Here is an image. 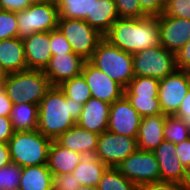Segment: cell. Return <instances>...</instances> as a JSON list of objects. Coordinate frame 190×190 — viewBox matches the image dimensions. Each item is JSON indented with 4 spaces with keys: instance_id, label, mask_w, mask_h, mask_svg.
<instances>
[{
    "instance_id": "1",
    "label": "cell",
    "mask_w": 190,
    "mask_h": 190,
    "mask_svg": "<svg viewBox=\"0 0 190 190\" xmlns=\"http://www.w3.org/2000/svg\"><path fill=\"white\" fill-rule=\"evenodd\" d=\"M83 104L65 96L59 86H52L39 103L37 130L51 140L76 125Z\"/></svg>"
},
{
    "instance_id": "2",
    "label": "cell",
    "mask_w": 190,
    "mask_h": 190,
    "mask_svg": "<svg viewBox=\"0 0 190 190\" xmlns=\"http://www.w3.org/2000/svg\"><path fill=\"white\" fill-rule=\"evenodd\" d=\"M104 38L131 54L155 47L160 44L158 18H118Z\"/></svg>"
},
{
    "instance_id": "3",
    "label": "cell",
    "mask_w": 190,
    "mask_h": 190,
    "mask_svg": "<svg viewBox=\"0 0 190 190\" xmlns=\"http://www.w3.org/2000/svg\"><path fill=\"white\" fill-rule=\"evenodd\" d=\"M3 86L13 105L22 102L39 105L52 87L42 70H26L7 74Z\"/></svg>"
},
{
    "instance_id": "4",
    "label": "cell",
    "mask_w": 190,
    "mask_h": 190,
    "mask_svg": "<svg viewBox=\"0 0 190 190\" xmlns=\"http://www.w3.org/2000/svg\"><path fill=\"white\" fill-rule=\"evenodd\" d=\"M52 141L38 130L15 131L8 141L11 160L20 167L48 164Z\"/></svg>"
},
{
    "instance_id": "5",
    "label": "cell",
    "mask_w": 190,
    "mask_h": 190,
    "mask_svg": "<svg viewBox=\"0 0 190 190\" xmlns=\"http://www.w3.org/2000/svg\"><path fill=\"white\" fill-rule=\"evenodd\" d=\"M89 61L124 89L135 77L133 55L113 46L105 38L98 44Z\"/></svg>"
},
{
    "instance_id": "6",
    "label": "cell",
    "mask_w": 190,
    "mask_h": 190,
    "mask_svg": "<svg viewBox=\"0 0 190 190\" xmlns=\"http://www.w3.org/2000/svg\"><path fill=\"white\" fill-rule=\"evenodd\" d=\"M132 55L135 76L161 80L177 70L175 53L168 51L161 44Z\"/></svg>"
},
{
    "instance_id": "7",
    "label": "cell",
    "mask_w": 190,
    "mask_h": 190,
    "mask_svg": "<svg viewBox=\"0 0 190 190\" xmlns=\"http://www.w3.org/2000/svg\"><path fill=\"white\" fill-rule=\"evenodd\" d=\"M57 28L71 44L73 52L86 61L92 58L98 44L104 39V35L84 19L59 18Z\"/></svg>"
},
{
    "instance_id": "8",
    "label": "cell",
    "mask_w": 190,
    "mask_h": 190,
    "mask_svg": "<svg viewBox=\"0 0 190 190\" xmlns=\"http://www.w3.org/2000/svg\"><path fill=\"white\" fill-rule=\"evenodd\" d=\"M18 38L23 39L37 32H50L57 28L59 13L53 1L30 4L26 9L16 12Z\"/></svg>"
},
{
    "instance_id": "9",
    "label": "cell",
    "mask_w": 190,
    "mask_h": 190,
    "mask_svg": "<svg viewBox=\"0 0 190 190\" xmlns=\"http://www.w3.org/2000/svg\"><path fill=\"white\" fill-rule=\"evenodd\" d=\"M115 168L136 186L161 181L159 164L153 151L137 149Z\"/></svg>"
},
{
    "instance_id": "10",
    "label": "cell",
    "mask_w": 190,
    "mask_h": 190,
    "mask_svg": "<svg viewBox=\"0 0 190 190\" xmlns=\"http://www.w3.org/2000/svg\"><path fill=\"white\" fill-rule=\"evenodd\" d=\"M137 149V138L118 135L107 130L99 135L94 156L108 167L115 168Z\"/></svg>"
},
{
    "instance_id": "11",
    "label": "cell",
    "mask_w": 190,
    "mask_h": 190,
    "mask_svg": "<svg viewBox=\"0 0 190 190\" xmlns=\"http://www.w3.org/2000/svg\"><path fill=\"white\" fill-rule=\"evenodd\" d=\"M190 89V72L176 70L159 82L158 97L162 113L174 115Z\"/></svg>"
},
{
    "instance_id": "12",
    "label": "cell",
    "mask_w": 190,
    "mask_h": 190,
    "mask_svg": "<svg viewBox=\"0 0 190 190\" xmlns=\"http://www.w3.org/2000/svg\"><path fill=\"white\" fill-rule=\"evenodd\" d=\"M142 117L123 95L114 101L110 107L108 131L137 138Z\"/></svg>"
},
{
    "instance_id": "13",
    "label": "cell",
    "mask_w": 190,
    "mask_h": 190,
    "mask_svg": "<svg viewBox=\"0 0 190 190\" xmlns=\"http://www.w3.org/2000/svg\"><path fill=\"white\" fill-rule=\"evenodd\" d=\"M81 74L91 90L92 98L112 104L124 95V88L90 61H85Z\"/></svg>"
},
{
    "instance_id": "14",
    "label": "cell",
    "mask_w": 190,
    "mask_h": 190,
    "mask_svg": "<svg viewBox=\"0 0 190 190\" xmlns=\"http://www.w3.org/2000/svg\"><path fill=\"white\" fill-rule=\"evenodd\" d=\"M158 18L160 44L173 53L190 39V20L161 14Z\"/></svg>"
},
{
    "instance_id": "15",
    "label": "cell",
    "mask_w": 190,
    "mask_h": 190,
    "mask_svg": "<svg viewBox=\"0 0 190 190\" xmlns=\"http://www.w3.org/2000/svg\"><path fill=\"white\" fill-rule=\"evenodd\" d=\"M85 61L74 52L52 55L43 73L52 86H59L62 82L81 75Z\"/></svg>"
},
{
    "instance_id": "16",
    "label": "cell",
    "mask_w": 190,
    "mask_h": 190,
    "mask_svg": "<svg viewBox=\"0 0 190 190\" xmlns=\"http://www.w3.org/2000/svg\"><path fill=\"white\" fill-rule=\"evenodd\" d=\"M176 144L164 140L154 151L159 164L161 181L178 183L184 186L186 168L179 160L175 150Z\"/></svg>"
},
{
    "instance_id": "17",
    "label": "cell",
    "mask_w": 190,
    "mask_h": 190,
    "mask_svg": "<svg viewBox=\"0 0 190 190\" xmlns=\"http://www.w3.org/2000/svg\"><path fill=\"white\" fill-rule=\"evenodd\" d=\"M28 70H44L52 57L50 32H37L22 39Z\"/></svg>"
},
{
    "instance_id": "18",
    "label": "cell",
    "mask_w": 190,
    "mask_h": 190,
    "mask_svg": "<svg viewBox=\"0 0 190 190\" xmlns=\"http://www.w3.org/2000/svg\"><path fill=\"white\" fill-rule=\"evenodd\" d=\"M110 107L111 104L91 97L83 105L76 124L100 135L108 130Z\"/></svg>"
},
{
    "instance_id": "19",
    "label": "cell",
    "mask_w": 190,
    "mask_h": 190,
    "mask_svg": "<svg viewBox=\"0 0 190 190\" xmlns=\"http://www.w3.org/2000/svg\"><path fill=\"white\" fill-rule=\"evenodd\" d=\"M99 134L81 128L77 124L55 139L61 146L83 156L95 155Z\"/></svg>"
},
{
    "instance_id": "20",
    "label": "cell",
    "mask_w": 190,
    "mask_h": 190,
    "mask_svg": "<svg viewBox=\"0 0 190 190\" xmlns=\"http://www.w3.org/2000/svg\"><path fill=\"white\" fill-rule=\"evenodd\" d=\"M167 116L158 114L141 119L137 134L139 150L154 151L164 141V122Z\"/></svg>"
},
{
    "instance_id": "21",
    "label": "cell",
    "mask_w": 190,
    "mask_h": 190,
    "mask_svg": "<svg viewBox=\"0 0 190 190\" xmlns=\"http://www.w3.org/2000/svg\"><path fill=\"white\" fill-rule=\"evenodd\" d=\"M0 66L6 74L28 70L22 39L0 40Z\"/></svg>"
},
{
    "instance_id": "22",
    "label": "cell",
    "mask_w": 190,
    "mask_h": 190,
    "mask_svg": "<svg viewBox=\"0 0 190 190\" xmlns=\"http://www.w3.org/2000/svg\"><path fill=\"white\" fill-rule=\"evenodd\" d=\"M83 155L61 146L53 140L48 155V168L53 175L72 173Z\"/></svg>"
},
{
    "instance_id": "23",
    "label": "cell",
    "mask_w": 190,
    "mask_h": 190,
    "mask_svg": "<svg viewBox=\"0 0 190 190\" xmlns=\"http://www.w3.org/2000/svg\"><path fill=\"white\" fill-rule=\"evenodd\" d=\"M118 18L120 17L114 0H93L92 18L84 20L105 36Z\"/></svg>"
},
{
    "instance_id": "24",
    "label": "cell",
    "mask_w": 190,
    "mask_h": 190,
    "mask_svg": "<svg viewBox=\"0 0 190 190\" xmlns=\"http://www.w3.org/2000/svg\"><path fill=\"white\" fill-rule=\"evenodd\" d=\"M19 190H53V174L48 165L22 167Z\"/></svg>"
},
{
    "instance_id": "25",
    "label": "cell",
    "mask_w": 190,
    "mask_h": 190,
    "mask_svg": "<svg viewBox=\"0 0 190 190\" xmlns=\"http://www.w3.org/2000/svg\"><path fill=\"white\" fill-rule=\"evenodd\" d=\"M109 167L94 155L83 156L79 164L74 168L75 175L81 185L97 187L103 174Z\"/></svg>"
},
{
    "instance_id": "26",
    "label": "cell",
    "mask_w": 190,
    "mask_h": 190,
    "mask_svg": "<svg viewBox=\"0 0 190 190\" xmlns=\"http://www.w3.org/2000/svg\"><path fill=\"white\" fill-rule=\"evenodd\" d=\"M39 105L19 103L12 107L10 119L15 131H34L38 127Z\"/></svg>"
},
{
    "instance_id": "27",
    "label": "cell",
    "mask_w": 190,
    "mask_h": 190,
    "mask_svg": "<svg viewBox=\"0 0 190 190\" xmlns=\"http://www.w3.org/2000/svg\"><path fill=\"white\" fill-rule=\"evenodd\" d=\"M59 18L85 19L92 18L93 0H53Z\"/></svg>"
},
{
    "instance_id": "28",
    "label": "cell",
    "mask_w": 190,
    "mask_h": 190,
    "mask_svg": "<svg viewBox=\"0 0 190 190\" xmlns=\"http://www.w3.org/2000/svg\"><path fill=\"white\" fill-rule=\"evenodd\" d=\"M59 87L66 97L83 105L91 98V90L82 74L62 82Z\"/></svg>"
},
{
    "instance_id": "29",
    "label": "cell",
    "mask_w": 190,
    "mask_h": 190,
    "mask_svg": "<svg viewBox=\"0 0 190 190\" xmlns=\"http://www.w3.org/2000/svg\"><path fill=\"white\" fill-rule=\"evenodd\" d=\"M160 80L135 76L124 89L125 96H158Z\"/></svg>"
},
{
    "instance_id": "30",
    "label": "cell",
    "mask_w": 190,
    "mask_h": 190,
    "mask_svg": "<svg viewBox=\"0 0 190 190\" xmlns=\"http://www.w3.org/2000/svg\"><path fill=\"white\" fill-rule=\"evenodd\" d=\"M164 140L178 144L190 137L186 122L179 117L169 115L164 122Z\"/></svg>"
},
{
    "instance_id": "31",
    "label": "cell",
    "mask_w": 190,
    "mask_h": 190,
    "mask_svg": "<svg viewBox=\"0 0 190 190\" xmlns=\"http://www.w3.org/2000/svg\"><path fill=\"white\" fill-rule=\"evenodd\" d=\"M97 187L98 190H137V186L114 167L105 171Z\"/></svg>"
},
{
    "instance_id": "32",
    "label": "cell",
    "mask_w": 190,
    "mask_h": 190,
    "mask_svg": "<svg viewBox=\"0 0 190 190\" xmlns=\"http://www.w3.org/2000/svg\"><path fill=\"white\" fill-rule=\"evenodd\" d=\"M126 98L142 118L163 114L158 96H126Z\"/></svg>"
},
{
    "instance_id": "33",
    "label": "cell",
    "mask_w": 190,
    "mask_h": 190,
    "mask_svg": "<svg viewBox=\"0 0 190 190\" xmlns=\"http://www.w3.org/2000/svg\"><path fill=\"white\" fill-rule=\"evenodd\" d=\"M22 167L11 162L0 167V190H19Z\"/></svg>"
},
{
    "instance_id": "34",
    "label": "cell",
    "mask_w": 190,
    "mask_h": 190,
    "mask_svg": "<svg viewBox=\"0 0 190 190\" xmlns=\"http://www.w3.org/2000/svg\"><path fill=\"white\" fill-rule=\"evenodd\" d=\"M18 37L16 12L0 10V40Z\"/></svg>"
},
{
    "instance_id": "35",
    "label": "cell",
    "mask_w": 190,
    "mask_h": 190,
    "mask_svg": "<svg viewBox=\"0 0 190 190\" xmlns=\"http://www.w3.org/2000/svg\"><path fill=\"white\" fill-rule=\"evenodd\" d=\"M120 18H141L147 15L141 10L139 0H114Z\"/></svg>"
},
{
    "instance_id": "36",
    "label": "cell",
    "mask_w": 190,
    "mask_h": 190,
    "mask_svg": "<svg viewBox=\"0 0 190 190\" xmlns=\"http://www.w3.org/2000/svg\"><path fill=\"white\" fill-rule=\"evenodd\" d=\"M162 14L190 20V0H166Z\"/></svg>"
},
{
    "instance_id": "37",
    "label": "cell",
    "mask_w": 190,
    "mask_h": 190,
    "mask_svg": "<svg viewBox=\"0 0 190 190\" xmlns=\"http://www.w3.org/2000/svg\"><path fill=\"white\" fill-rule=\"evenodd\" d=\"M50 47L52 55L73 52L71 44L58 28L50 31Z\"/></svg>"
},
{
    "instance_id": "38",
    "label": "cell",
    "mask_w": 190,
    "mask_h": 190,
    "mask_svg": "<svg viewBox=\"0 0 190 190\" xmlns=\"http://www.w3.org/2000/svg\"><path fill=\"white\" fill-rule=\"evenodd\" d=\"M80 186L72 173L53 175V190H77Z\"/></svg>"
},
{
    "instance_id": "39",
    "label": "cell",
    "mask_w": 190,
    "mask_h": 190,
    "mask_svg": "<svg viewBox=\"0 0 190 190\" xmlns=\"http://www.w3.org/2000/svg\"><path fill=\"white\" fill-rule=\"evenodd\" d=\"M141 10L147 16H159L164 12L166 0H139Z\"/></svg>"
},
{
    "instance_id": "40",
    "label": "cell",
    "mask_w": 190,
    "mask_h": 190,
    "mask_svg": "<svg viewBox=\"0 0 190 190\" xmlns=\"http://www.w3.org/2000/svg\"><path fill=\"white\" fill-rule=\"evenodd\" d=\"M137 190H186V188L174 182L156 181L137 186Z\"/></svg>"
},
{
    "instance_id": "41",
    "label": "cell",
    "mask_w": 190,
    "mask_h": 190,
    "mask_svg": "<svg viewBox=\"0 0 190 190\" xmlns=\"http://www.w3.org/2000/svg\"><path fill=\"white\" fill-rule=\"evenodd\" d=\"M175 55L177 69L190 72V39Z\"/></svg>"
},
{
    "instance_id": "42",
    "label": "cell",
    "mask_w": 190,
    "mask_h": 190,
    "mask_svg": "<svg viewBox=\"0 0 190 190\" xmlns=\"http://www.w3.org/2000/svg\"><path fill=\"white\" fill-rule=\"evenodd\" d=\"M14 132L10 117L0 116V142L8 143Z\"/></svg>"
},
{
    "instance_id": "43",
    "label": "cell",
    "mask_w": 190,
    "mask_h": 190,
    "mask_svg": "<svg viewBox=\"0 0 190 190\" xmlns=\"http://www.w3.org/2000/svg\"><path fill=\"white\" fill-rule=\"evenodd\" d=\"M175 150L179 160L186 168L190 164V137L176 144Z\"/></svg>"
},
{
    "instance_id": "44",
    "label": "cell",
    "mask_w": 190,
    "mask_h": 190,
    "mask_svg": "<svg viewBox=\"0 0 190 190\" xmlns=\"http://www.w3.org/2000/svg\"><path fill=\"white\" fill-rule=\"evenodd\" d=\"M28 0H0V10L19 12L29 6Z\"/></svg>"
},
{
    "instance_id": "45",
    "label": "cell",
    "mask_w": 190,
    "mask_h": 190,
    "mask_svg": "<svg viewBox=\"0 0 190 190\" xmlns=\"http://www.w3.org/2000/svg\"><path fill=\"white\" fill-rule=\"evenodd\" d=\"M174 116L182 118L186 122L190 131V89L185 98L182 100V103Z\"/></svg>"
},
{
    "instance_id": "46",
    "label": "cell",
    "mask_w": 190,
    "mask_h": 190,
    "mask_svg": "<svg viewBox=\"0 0 190 190\" xmlns=\"http://www.w3.org/2000/svg\"><path fill=\"white\" fill-rule=\"evenodd\" d=\"M13 103L8 97L4 86L0 85V116L10 117Z\"/></svg>"
},
{
    "instance_id": "47",
    "label": "cell",
    "mask_w": 190,
    "mask_h": 190,
    "mask_svg": "<svg viewBox=\"0 0 190 190\" xmlns=\"http://www.w3.org/2000/svg\"><path fill=\"white\" fill-rule=\"evenodd\" d=\"M11 162L12 160L9 152L8 143L0 142V167L7 166Z\"/></svg>"
},
{
    "instance_id": "48",
    "label": "cell",
    "mask_w": 190,
    "mask_h": 190,
    "mask_svg": "<svg viewBox=\"0 0 190 190\" xmlns=\"http://www.w3.org/2000/svg\"><path fill=\"white\" fill-rule=\"evenodd\" d=\"M184 186L186 190H190V164L186 167Z\"/></svg>"
},
{
    "instance_id": "49",
    "label": "cell",
    "mask_w": 190,
    "mask_h": 190,
    "mask_svg": "<svg viewBox=\"0 0 190 190\" xmlns=\"http://www.w3.org/2000/svg\"><path fill=\"white\" fill-rule=\"evenodd\" d=\"M6 75L7 74L4 72V70L0 66V85H3Z\"/></svg>"
},
{
    "instance_id": "50",
    "label": "cell",
    "mask_w": 190,
    "mask_h": 190,
    "mask_svg": "<svg viewBox=\"0 0 190 190\" xmlns=\"http://www.w3.org/2000/svg\"><path fill=\"white\" fill-rule=\"evenodd\" d=\"M77 190H98V187L81 185Z\"/></svg>"
},
{
    "instance_id": "51",
    "label": "cell",
    "mask_w": 190,
    "mask_h": 190,
    "mask_svg": "<svg viewBox=\"0 0 190 190\" xmlns=\"http://www.w3.org/2000/svg\"><path fill=\"white\" fill-rule=\"evenodd\" d=\"M53 0H28L29 4H42L47 3Z\"/></svg>"
}]
</instances>
